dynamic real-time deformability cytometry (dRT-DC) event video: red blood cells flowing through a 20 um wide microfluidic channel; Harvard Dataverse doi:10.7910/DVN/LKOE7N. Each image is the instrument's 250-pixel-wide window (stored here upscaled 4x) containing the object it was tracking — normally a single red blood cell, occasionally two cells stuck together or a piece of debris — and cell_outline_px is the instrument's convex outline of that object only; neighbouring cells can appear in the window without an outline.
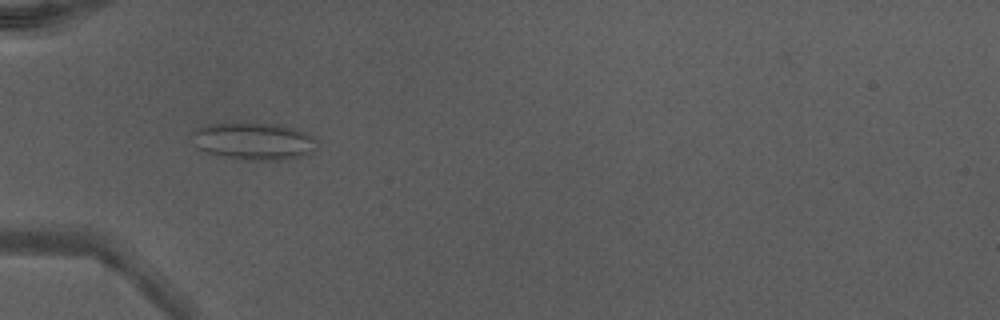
{"species": "Egyptian fruit bat (a non-hibernating species)", "species_latin": "Rousettus aegyptiacus", "temperature_condition": "warm", "stored_images_in_passage": 37, "camera_frame_rate_fps": 3000, "um_per_image_px": 0.085, "animal": {"sex": "male"}, "frame": {"image": 1, "passage_image": 11, "time_ms": 3.333, "image_size_px": [1000, 320], "cell_outline_px": [[316, 148], [312, 152], [304, 156], [288, 160], [244, 160], [208, 152], [200, 148], [192, 132], [196, 128], [208, 124], [244, 120], [280, 124], [296, 128], [312, 136], [316, 140]], "centroid_in_image_um": [21.63, 11.95], "position_along_channel_um": 63.4, "area_um2": 27.74}}
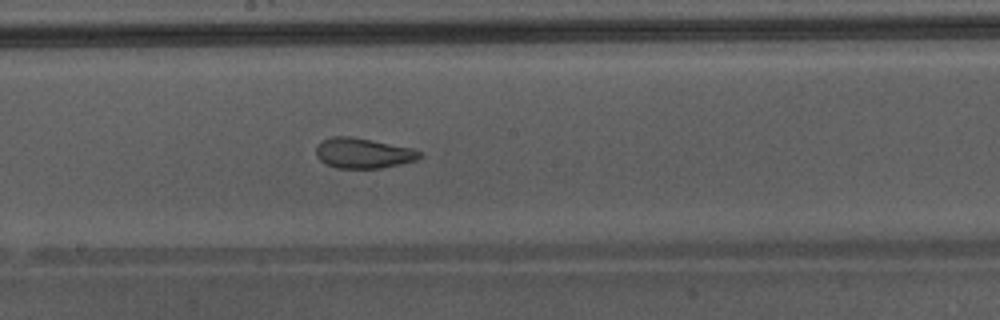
{"frame": {"image": 2, "passage_image": 22, "time_ms": 7.0, "image_size_px": [1000, 320], "cell_outline_px": [[424, 156], [416, 160], [400, 164], [380, 168], [336, 168], [324, 164], [316, 156], [316, 148], [320, 140], [332, 136], [352, 136], [412, 148], [420, 152]], "centroid_in_image_um": [30.83, 13.01], "position_along_channel_um": 217.4, "area_um2": 18.44}, "authors_computed_cell_mechanics": {"area_um2": 21.5016, "velocity_mm_per_s": 4.3541, "shape_relaxation_time_tau1_ms": null, "shape_relaxation_time_tau2_ms": 0.7534, "deformation_change_tau1": null, "deformation_change_tau2": 0.0778}}